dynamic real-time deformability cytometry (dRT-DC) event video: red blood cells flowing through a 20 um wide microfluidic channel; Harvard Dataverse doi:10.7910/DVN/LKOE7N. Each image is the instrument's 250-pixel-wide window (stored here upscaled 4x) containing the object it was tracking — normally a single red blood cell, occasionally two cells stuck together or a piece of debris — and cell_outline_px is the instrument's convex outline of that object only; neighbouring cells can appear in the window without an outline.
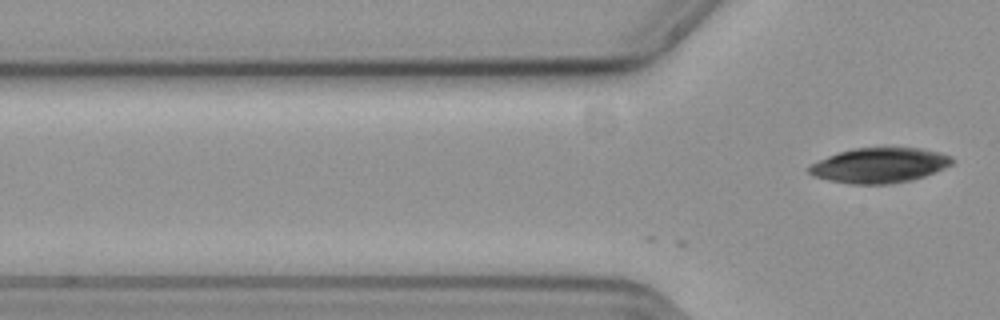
{"species": "common noctule bat (a hibernating species)", "species_latin": "Nyctalus noctula", "temperature_condition": "cold", "stored_images_in_passage": 6, "camera_frame_rate_fps": 3000, "um_per_image_px": 0.085, "animal": {"sex": "female", "body_mass_g": 19.3, "forearm_length_mm": 54.1}, "frame": {"image": 1, "passage_image": 6, "time_ms": 1.667, "image_size_px": [1000, 320], "cell_outline_px": [[956, 160], [952, 164], [936, 172], [912, 180], [888, 184], [848, 184], [828, 180], [812, 176], [808, 172], [808, 168], [812, 164], [828, 156], [852, 148], [920, 148], [940, 152], [952, 156]], "centroid_in_image_um": [74.78, 14.06], "position_along_channel_um": 51.0, "area_um2": 29.3}}